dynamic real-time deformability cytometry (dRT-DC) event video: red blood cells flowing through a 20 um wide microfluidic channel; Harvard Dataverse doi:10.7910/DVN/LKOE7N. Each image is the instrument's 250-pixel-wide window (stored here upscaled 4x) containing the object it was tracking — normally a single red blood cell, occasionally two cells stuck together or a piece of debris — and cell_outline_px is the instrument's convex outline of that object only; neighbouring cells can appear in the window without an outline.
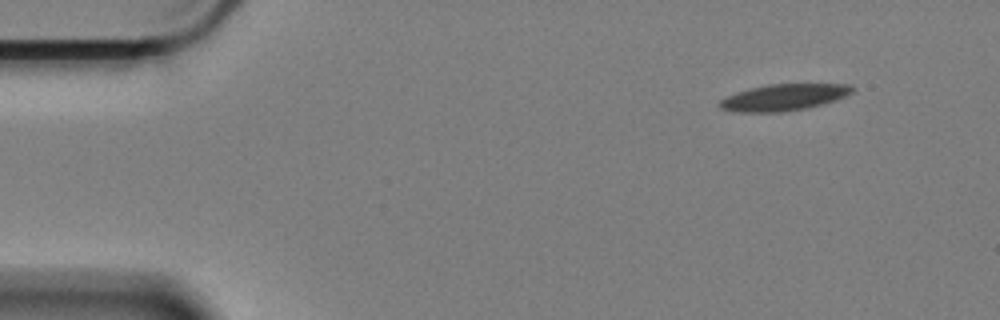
{"species": "Egyptian fruit bat (a non-hibernating species)", "species_latin": "Rousettus aegyptiacus", "temperature_condition": "cold", "stored_images_in_passage": 54, "camera_frame_rate_fps": 3000, "um_per_image_px": 0.085, "animal": {"sex": "female"}, "frame": {"image": 1, "passage_image": 1, "time_ms": 0.0, "image_size_px": [1000, 320], "cell_outline_px": [[856, 88], [852, 92], [836, 100], [824, 104], [808, 108], [780, 112], [732, 112], [720, 108], [716, 104], [720, 100], [736, 92], [748, 88], [768, 84], [852, 84]], "centroid_in_image_um": [66.61, 8.27], "position_along_channel_um": 18.4, "area_um2": 20.75}}
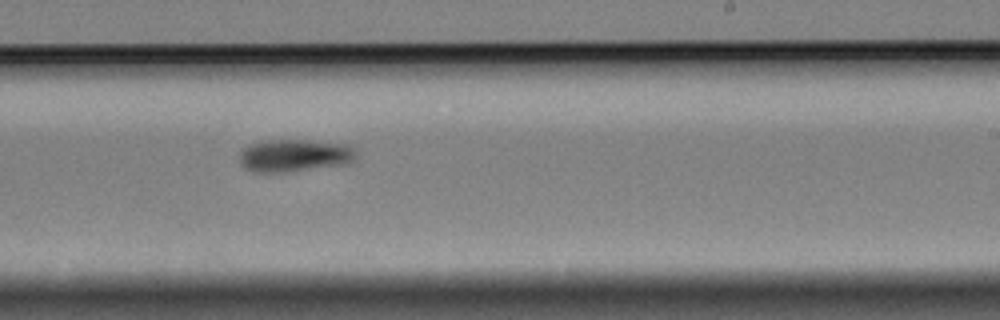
{"frame": {"image": 2, "passage_image": 31, "time_ms": 10.0, "image_size_px": [1000, 320], "cell_outline_px": [[356, 156], [348, 164], [280, 172], [256, 172], [244, 168], [240, 164], [240, 152], [244, 148], [260, 140], [312, 140], [348, 144], [356, 152]], "centroid_in_image_um": [25.02, 13.2], "position_along_channel_um": 264.0, "area_um2": 22.08}}
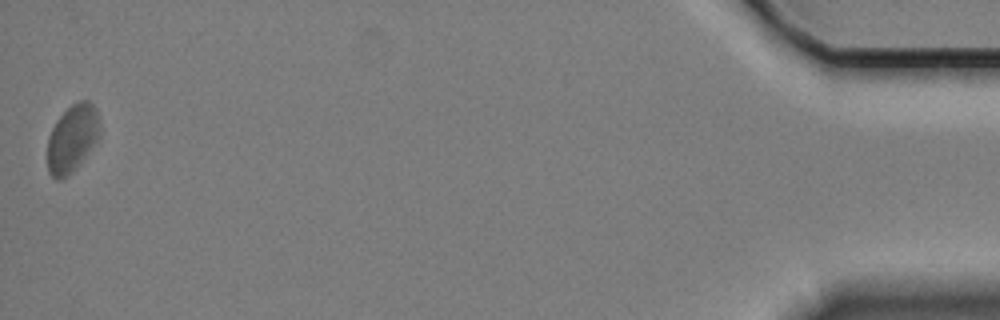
{"frame": {"image": 3, "passage_image": 54, "time_ms": 17.667, "image_size_px": [1000, 320], "cell_outline_px": [[100, 136], [72, 172], [68, 176], [60, 180], [56, 180], [48, 172], [48, 136], [56, 120], [72, 104], [80, 100], [88, 100], [96, 108], [100, 120]], "centroid_in_image_um": [6.15, 11.75], "position_along_channel_um": 429.1, "area_um2": 20.52}, "authors_computed_cell_mechanics": {"area_um2": 20.9236, "velocity_mm_per_s": 3.3438, "shape_relaxation_time_tau1_ms": 4.3219, "shape_relaxation_time_tau2_ms": null, "deformation_change_tau1": 0.1355, "deformation_change_tau2": null}}